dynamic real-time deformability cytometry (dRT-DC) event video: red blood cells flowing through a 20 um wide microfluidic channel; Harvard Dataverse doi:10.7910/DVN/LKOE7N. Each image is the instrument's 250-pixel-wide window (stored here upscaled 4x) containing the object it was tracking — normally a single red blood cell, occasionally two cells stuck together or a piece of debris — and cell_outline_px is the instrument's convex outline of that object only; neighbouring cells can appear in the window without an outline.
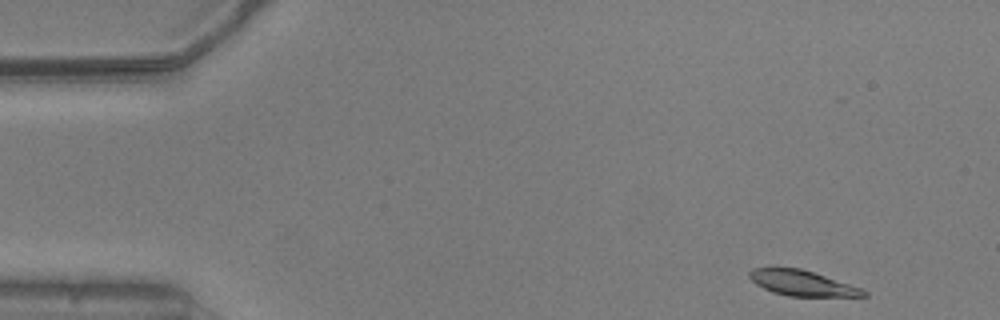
{"species": "common noctule bat (a hibernating species)", "species_latin": "Nyctalus noctula", "temperature_condition": "warm", "stored_images_in_passage": 50, "camera_frame_rate_fps": 3000, "um_per_image_px": 0.085, "animal": {"sex": "male", "body_mass_g": 20.5, "forearm_length_mm": 52.5}, "frame": {"image": 1, "passage_image": 1, "time_ms": 0.0, "image_size_px": [1000, 320], "cell_outline_px": [[868, 296], [788, 296], [772, 292], [756, 284], [748, 276], [748, 272], [752, 268], [800, 268], [860, 288], [868, 292]], "centroid_in_image_um": [68.14, 24.07], "position_along_channel_um": 16.9, "area_um2": 16.53}}
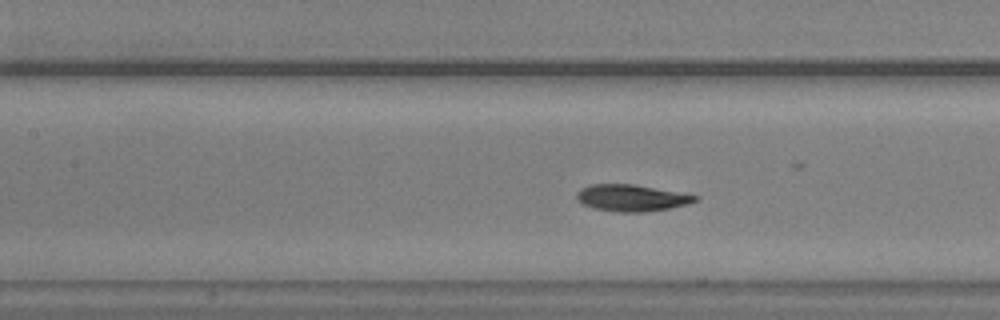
{"frame": {"image": 2, "passage_image": 20, "time_ms": 6.333, "image_size_px": [1000, 320], "cell_outline_px": [[700, 200], [688, 204], [668, 208], [644, 212], [616, 212], [592, 208], [580, 204], [576, 200], [576, 192], [580, 188], [592, 184], [632, 184], [700, 196]], "centroid_in_image_um": [53.63, 16.83], "position_along_channel_um": 153.8, "area_um2": 18.55}}
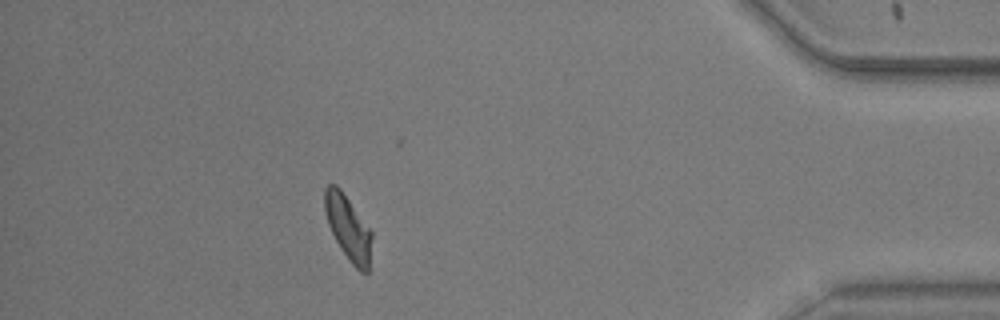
{"frame": {"image": 3, "passage_image": 44, "time_ms": 14.333, "image_size_px": [1000, 320], "cell_outline_px": [[372, 236], [368, 272], [360, 272], [348, 260], [340, 248], [328, 224], [324, 208], [324, 188], [328, 184], [336, 184], [340, 188], [372, 232]], "centroid_in_image_um": [29.57, 19.35], "position_along_channel_um": 405.6, "area_um2": 17.57}, "authors_computed_cell_mechanics": {"area_um2": 18.2359, "velocity_mm_per_s": 3.7596, "shape_relaxation_time_tau1_ms": 2.4225, "shape_relaxation_time_tau2_ms": 1.8593, "deformation_change_tau1": 0.132, "deformation_change_tau2": 0.0419}}